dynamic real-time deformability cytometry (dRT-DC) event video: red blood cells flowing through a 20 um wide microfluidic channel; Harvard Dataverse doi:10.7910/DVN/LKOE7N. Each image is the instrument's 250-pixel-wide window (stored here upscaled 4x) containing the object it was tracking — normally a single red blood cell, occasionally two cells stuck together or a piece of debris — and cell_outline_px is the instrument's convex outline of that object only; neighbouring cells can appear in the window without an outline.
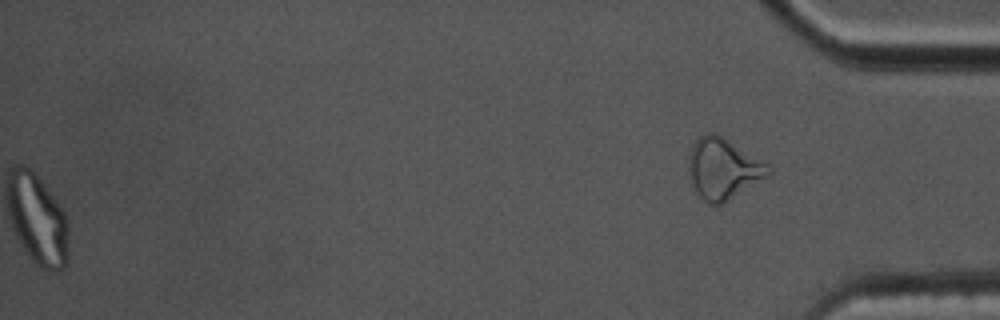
{"species": "common noctule bat (a hibernating species)", "species_latin": "Nyctalus noctula", "temperature_condition": "cold", "stored_images_in_passage": 40, "segment_of_instrument_passage": [2, 2], "camera_frame_rate_fps": 3000, "um_per_image_px": 0.085, "animal": {"sex": "male", "body_mass_g": 17.5, "forearm_length_mm": 52.3}, "frame": {"image": 1, "passage_image": 40, "time_ms": 13.0, "image_size_px": [1000, 320], "cell_outline_px": [[772, 172], [768, 176], [724, 204], [708, 204], [696, 192], [692, 184], [688, 168], [688, 156], [696, 140], [704, 132], [716, 132], [724, 136], [772, 164]], "centroid_in_image_um": [61.52, 14.31], "position_along_channel_um": 373.7, "area_um2": 29.07}}